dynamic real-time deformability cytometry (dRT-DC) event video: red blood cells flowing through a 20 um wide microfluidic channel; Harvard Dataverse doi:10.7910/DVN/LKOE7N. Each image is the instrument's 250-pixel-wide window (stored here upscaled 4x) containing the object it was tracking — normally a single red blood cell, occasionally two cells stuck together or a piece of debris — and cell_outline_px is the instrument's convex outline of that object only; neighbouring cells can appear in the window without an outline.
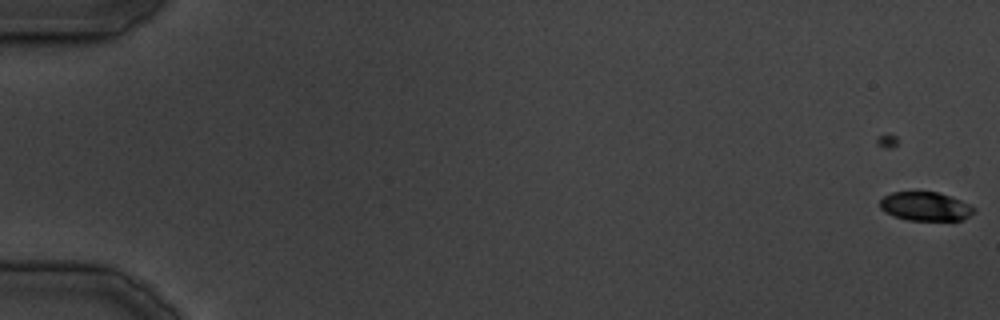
{"species": "common noctule bat (a hibernating species)", "species_latin": "Nyctalus noctula", "temperature_condition": "cold", "stored_images_in_passage": 3, "camera_frame_rate_fps": 3000, "um_per_image_px": 0.085, "animal": {"sex": "male", "body_mass_g": 19.5, "forearm_length_mm": 54.6}, "frame": {"image": 1, "passage_image": 3, "time_ms": 2.333, "image_size_px": [1000, 320], "cell_outline_px": [[976, 208], [964, 220], [908, 220], [884, 212], [880, 208], [880, 200], [884, 196], [892, 192], [916, 188], [936, 192], [960, 200]], "centroid_in_image_um": [78.6, 17.49], "position_along_channel_um": 6.4, "area_um2": 16.18}}